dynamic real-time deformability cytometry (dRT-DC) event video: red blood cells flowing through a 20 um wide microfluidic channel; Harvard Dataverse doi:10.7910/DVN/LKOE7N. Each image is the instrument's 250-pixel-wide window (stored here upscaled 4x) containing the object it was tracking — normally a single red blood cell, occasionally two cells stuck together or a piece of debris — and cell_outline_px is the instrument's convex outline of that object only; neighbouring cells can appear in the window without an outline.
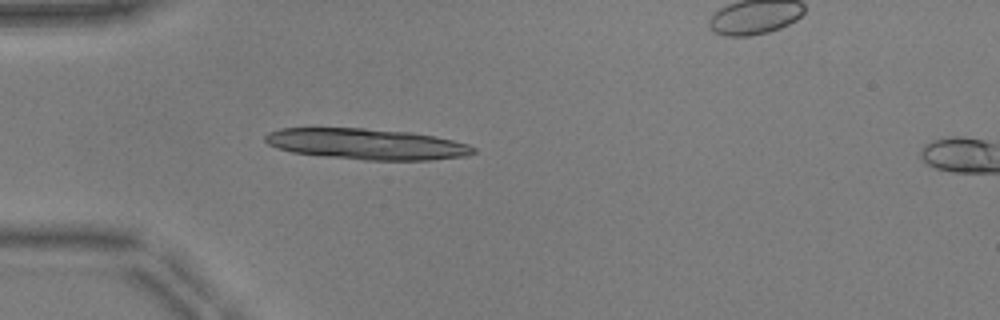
{"species": "common noctule bat (a hibernating species)", "species_latin": "Nyctalus noctula", "temperature_condition": "warm", "stored_images_in_passage": 38, "camera_frame_rate_fps": 3000, "um_per_image_px": 0.085, "animal": {"sex": "male", "body_mass_g": 17.9, "forearm_length_mm": 54.2}, "frame": {"image": 1, "passage_image": 1, "time_ms": 0.0, "image_size_px": [1000, 320], "cell_outline_px": [[476, 152], [468, 156], [432, 160], [364, 160], [324, 156], [292, 152], [276, 148], [268, 144], [264, 140], [264, 136], [268, 132], [280, 128], [364, 128], [408, 132], [432, 136], [452, 140], [468, 144], [476, 148]], "centroid_in_image_um": [31.16, 12.25], "position_along_channel_um": 53.8, "area_um2": 37.57}}